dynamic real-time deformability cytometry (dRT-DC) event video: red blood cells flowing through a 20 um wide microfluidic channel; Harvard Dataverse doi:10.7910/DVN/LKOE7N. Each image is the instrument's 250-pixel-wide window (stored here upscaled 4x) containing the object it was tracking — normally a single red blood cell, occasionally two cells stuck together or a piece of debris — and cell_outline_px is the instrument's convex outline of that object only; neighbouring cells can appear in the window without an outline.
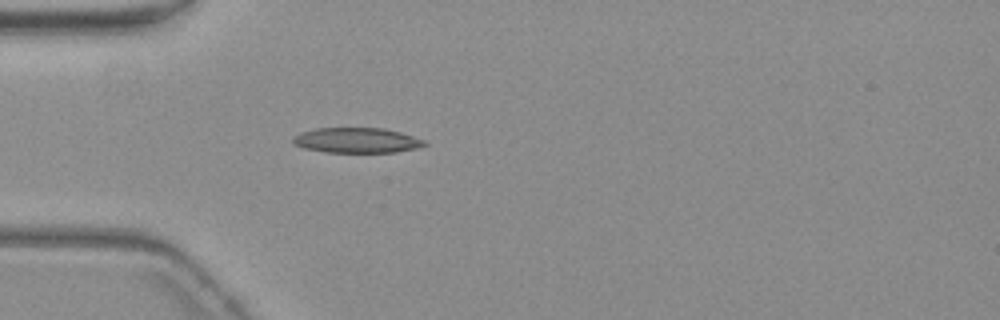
{"species": "common noctule bat (a hibernating species)", "species_latin": "Nyctalus noctula", "temperature_condition": "warm", "stored_images_in_passage": 5, "camera_frame_rate_fps": 3000, "um_per_image_px": 0.085, "animal": {"sex": "female", "body_mass_g": 19.3, "forearm_length_mm": 54.1}, "frame": {"image": 1, "passage_image": 5, "time_ms": 4.667, "image_size_px": [1000, 320], "cell_outline_px": [[428, 144], [416, 148], [396, 152], [324, 152], [304, 148], [292, 144], [292, 136], [300, 132], [316, 128], [384, 128], [400, 132], [424, 140]], "centroid_in_image_um": [30.27, 11.92], "position_along_channel_um": 54.7, "area_um2": 19.36}}